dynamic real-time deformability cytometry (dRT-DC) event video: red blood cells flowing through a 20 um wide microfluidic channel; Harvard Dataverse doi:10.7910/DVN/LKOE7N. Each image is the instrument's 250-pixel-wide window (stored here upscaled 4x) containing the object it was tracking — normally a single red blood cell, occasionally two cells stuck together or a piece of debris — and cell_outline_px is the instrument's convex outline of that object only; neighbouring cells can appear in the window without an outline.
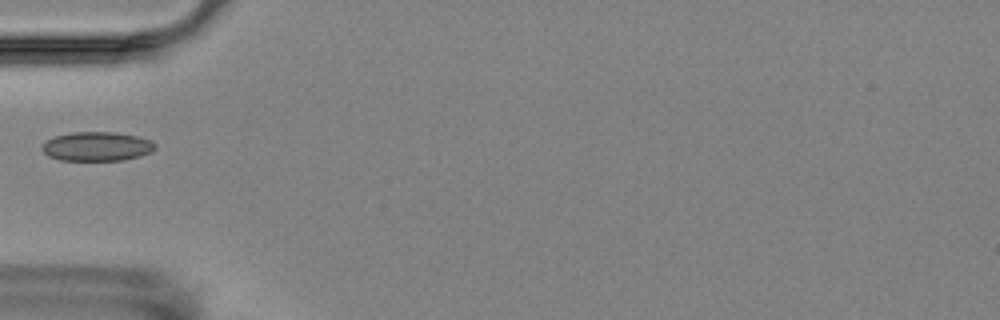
{"species": "Egyptian fruit bat (a non-hibernating species)", "species_latin": "Rousettus aegyptiacus", "temperature_condition": "room temperature", "stored_images_in_passage": 3, "camera_frame_rate_fps": 3000, "um_per_image_px": 0.085, "animal": {"sex": "female"}, "frame": {"image": 1, "passage_image": 3, "time_ms": 3.333, "image_size_px": [1000, 320], "cell_outline_px": [[156, 148], [152, 152], [140, 156], [124, 160], [60, 160], [48, 156], [40, 148], [48, 140], [56, 136], [72, 132], [112, 132], [136, 136], [152, 140], [156, 144]], "centroid_in_image_um": [8.27, 12.45], "position_along_channel_um": 76.7, "area_um2": 19.19}}